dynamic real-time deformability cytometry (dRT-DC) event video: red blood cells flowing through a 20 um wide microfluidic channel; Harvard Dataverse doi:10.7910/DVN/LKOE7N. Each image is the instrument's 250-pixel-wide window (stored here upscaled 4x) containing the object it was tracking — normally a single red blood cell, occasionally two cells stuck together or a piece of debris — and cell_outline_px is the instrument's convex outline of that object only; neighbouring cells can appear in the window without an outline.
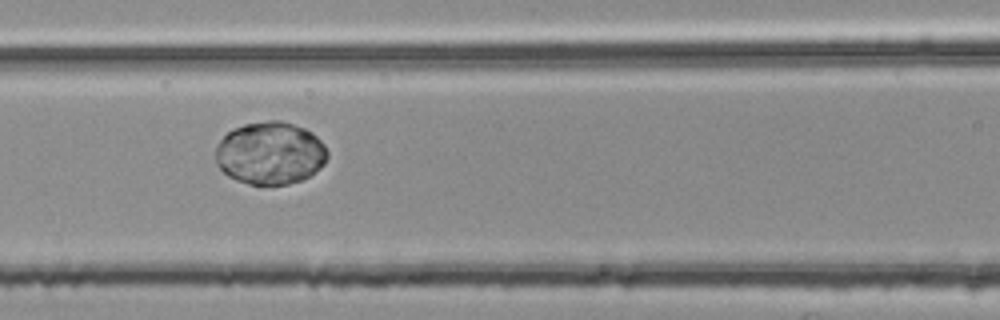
{"species": "common noctule bat (a hibernating species)", "species_latin": "Nyctalus noctula", "temperature_condition": "room temperature", "stored_images_in_passage": 55, "camera_frame_rate_fps": 3000, "um_per_image_px": 0.085, "animal": {"sex": "female", "body_mass_g": 25.1}, "frame": {"image": 1, "passage_image": 24, "time_ms": 7.667, "image_size_px": [1000, 320], "cell_outline_px": [[328, 156], [324, 164], [308, 176], [300, 180], [288, 184], [248, 184], [236, 180], [228, 176], [216, 164], [216, 144], [228, 132], [244, 124], [272, 120], [280, 120], [304, 128], [312, 132], [324, 144], [328, 152]], "centroid_in_image_um": [22.96, 13.01], "position_along_channel_um": 143.6, "area_um2": 40.69}}
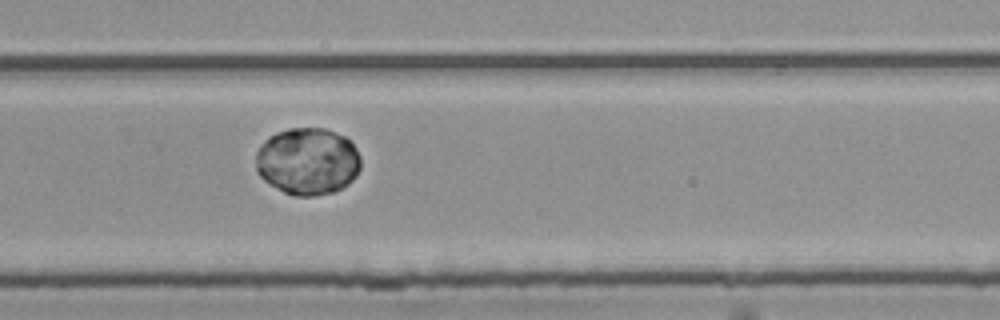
{"frame": {"image": 2, "passage_image": 37, "time_ms": 12.0, "image_size_px": [1000, 320], "cell_outline_px": [[360, 168], [356, 176], [348, 184], [332, 192], [312, 196], [296, 196], [284, 192], [264, 180], [256, 172], [256, 152], [260, 144], [268, 136], [276, 132], [288, 128], [324, 128], [344, 136], [356, 148], [360, 156]], "centroid_in_image_um": [26.12, 13.7], "position_along_channel_um": 303.7, "area_um2": 41.21}}
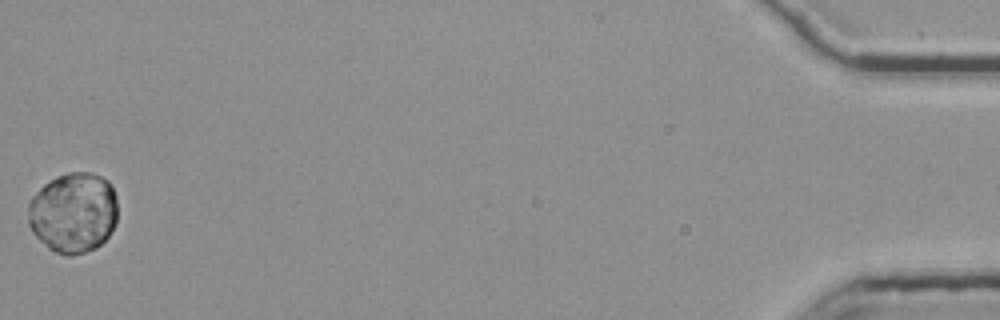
{"frame": {"image": 3, "passage_image": 55, "time_ms": 18.0, "image_size_px": [1000, 320], "cell_outline_px": [[116, 224], [108, 236], [96, 248], [84, 252], [68, 256], [56, 252], [48, 248], [32, 232], [28, 224], [28, 204], [32, 196], [44, 184], [56, 176], [68, 172], [88, 172], [100, 176], [108, 180], [116, 196]], "centroid_in_image_um": [6.22, 18.07], "position_along_channel_um": 429.0, "area_um2": 42.08}}